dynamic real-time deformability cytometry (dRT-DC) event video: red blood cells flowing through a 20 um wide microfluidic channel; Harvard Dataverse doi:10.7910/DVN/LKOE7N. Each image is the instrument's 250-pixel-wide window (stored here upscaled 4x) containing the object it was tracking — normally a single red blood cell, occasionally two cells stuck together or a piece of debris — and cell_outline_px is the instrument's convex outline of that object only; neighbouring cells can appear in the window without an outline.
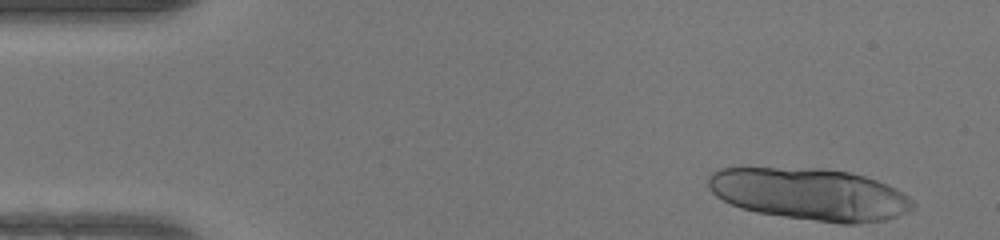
{"species": "human", "species_latin": "Homo sapiens", "temperature_condition": "warm", "stored_images_in_passage": 19, "camera_frame_rate_fps": 3000, "um_per_image_px": 0.085, "donor": {"sex": "female"}, "frame": {"image": 1, "passage_image": 1, "time_ms": 0.0, "image_size_px": [1000, 240], "cell_outline_px": [[916, 208], [908, 212], [884, 220], [856, 224], [840, 224], [756, 212], [740, 208], [716, 196], [708, 188], [708, 176], [712, 172], [720, 168], [824, 168], [852, 172], [888, 184], [896, 188], [908, 196], [916, 204]], "centroid_in_image_um": [68.87, 16.5], "position_along_channel_um": 16.1, "area_um2": 62.37}}
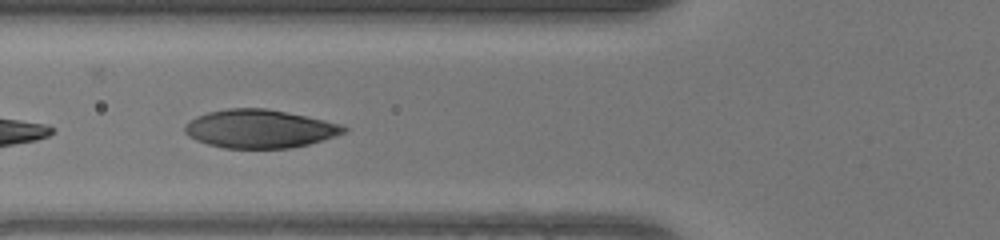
{"frame": {"image": 2, "passage_image": 16, "time_ms": 5.0, "image_size_px": [1000, 240], "cell_outline_px": [[348, 132], [336, 136], [308, 144], [288, 148], [224, 148], [208, 144], [196, 140], [188, 136], [184, 132], [184, 128], [196, 116], [208, 112], [228, 108], [264, 108], [324, 120], [340, 124], [348, 128]], "centroid_in_image_um": [22.08, 10.95], "position_along_channel_um": 103.7, "area_um2": 35.26}}